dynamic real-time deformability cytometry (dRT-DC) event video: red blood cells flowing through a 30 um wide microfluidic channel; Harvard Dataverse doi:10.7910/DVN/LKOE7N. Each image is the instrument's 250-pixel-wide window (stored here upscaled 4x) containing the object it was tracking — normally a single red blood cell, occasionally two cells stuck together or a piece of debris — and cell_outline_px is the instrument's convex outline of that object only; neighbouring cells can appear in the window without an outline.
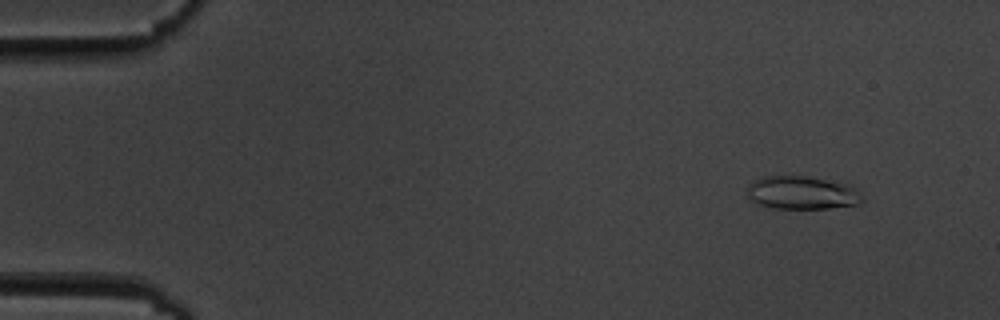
{"species": "common noctule bat (a hibernating species)", "species_latin": "Nyctalus noctula", "temperature_condition": "cold", "stored_images_in_passage": 55, "camera_frame_rate_fps": 3000, "um_per_image_px": 0.085, "animal": {"sex": "male", "body_mass_g": 19.5, "forearm_length_mm": 54.6}, "frame": {"image": 1, "passage_image": 5, "time_ms": 1.333, "image_size_px": [1000, 320], "cell_outline_px": [[864, 200], [860, 204], [828, 208], [772, 208], [756, 204], [748, 196], [748, 184], [752, 180], [764, 176], [804, 176], [848, 184], [856, 188], [864, 196]], "centroid_in_image_um": [68.18, 16.39], "position_along_channel_um": 16.8, "area_um2": 22.37}}
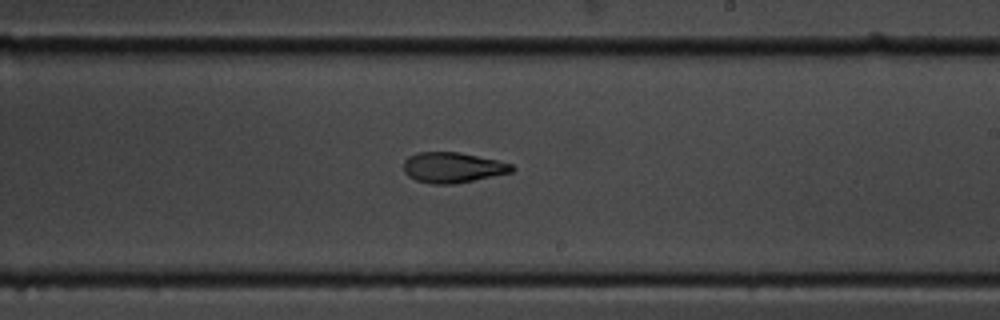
{"frame": {"image": 2, "passage_image": 33, "time_ms": 10.667, "image_size_px": [1000, 320], "cell_outline_px": [[516, 168], [512, 172], [452, 184], [432, 184], [416, 180], [408, 176], [404, 172], [404, 160], [408, 156], [416, 152], [460, 152], [496, 160], [512, 164]], "centroid_in_image_um": [38.45, 14.23], "position_along_channel_um": 250.6, "area_um2": 19.13}}
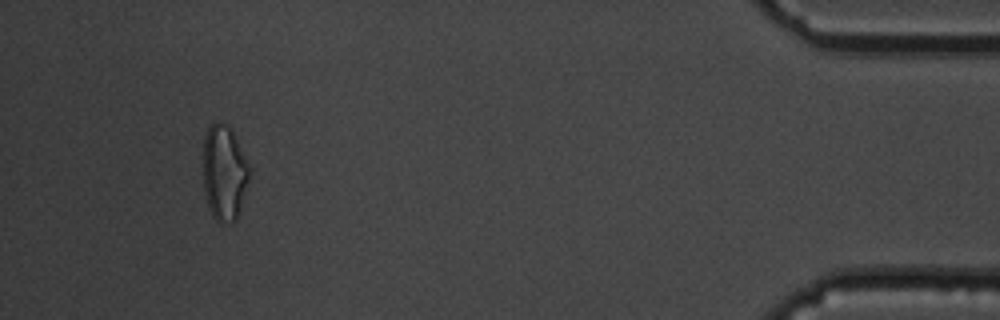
{"frame": {"image": 3, "passage_image": 52, "time_ms": 17.0, "image_size_px": [1000, 320], "cell_outline_px": [[252, 168], [240, 208], [236, 220], [228, 224], [220, 224], [212, 216], [208, 208], [204, 188], [204, 136], [208, 128], [216, 120], [220, 120], [228, 124], [232, 128]], "centroid_in_image_um": [19.08, 14.65], "position_along_channel_um": 416.1, "area_um2": 26.3}, "authors_computed_cell_mechanics": {"area_um2": 20.4034, "velocity_mm_per_s": 3.6218, "shape_relaxation_time_tau1_ms": 8.4589, "shape_relaxation_time_tau2_ms": 2.8771, "deformation_change_tau1": 0.201, "deformation_change_tau2": 0.0953}}